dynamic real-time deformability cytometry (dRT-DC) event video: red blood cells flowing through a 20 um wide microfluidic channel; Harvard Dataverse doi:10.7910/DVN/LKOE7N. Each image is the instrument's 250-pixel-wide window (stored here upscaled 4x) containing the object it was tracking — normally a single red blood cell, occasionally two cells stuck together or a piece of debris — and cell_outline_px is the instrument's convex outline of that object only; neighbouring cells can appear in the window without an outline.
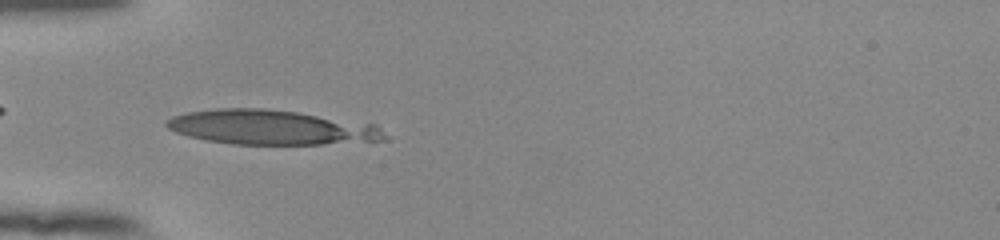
{"species": "human", "species_latin": "Homo sapiens", "temperature_condition": "room temperature", "stored_images_in_passage": 22, "camera_frame_rate_fps": 3000, "um_per_image_px": 0.085, "donor": {"sex": "female"}, "frame": {"image": 1, "passage_image": 19, "time_ms": 6.0, "image_size_px": [1000, 240], "cell_outline_px": [[348, 136], [336, 140], [320, 144], [232, 144], [208, 140], [188, 136], [176, 132], [168, 128], [164, 124], [164, 120], [172, 116], [188, 112], [216, 108], [264, 108], [296, 112], [316, 116], [328, 120], [336, 124], [348, 132]], "centroid_in_image_um": [21.72, 10.76], "position_along_channel_um": 63.3, "area_um2": 37.28}}